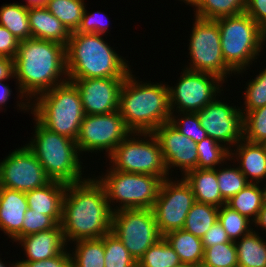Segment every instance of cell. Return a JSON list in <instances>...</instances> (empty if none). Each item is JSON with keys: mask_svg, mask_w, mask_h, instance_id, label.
Instances as JSON below:
<instances>
[{"mask_svg": "<svg viewBox=\"0 0 266 267\" xmlns=\"http://www.w3.org/2000/svg\"><path fill=\"white\" fill-rule=\"evenodd\" d=\"M19 41L5 27L0 25V57L15 58Z\"/></svg>", "mask_w": 266, "mask_h": 267, "instance_id": "cell-45", "label": "cell"}, {"mask_svg": "<svg viewBox=\"0 0 266 267\" xmlns=\"http://www.w3.org/2000/svg\"><path fill=\"white\" fill-rule=\"evenodd\" d=\"M126 77L68 79L77 88L85 115L118 110L121 87Z\"/></svg>", "mask_w": 266, "mask_h": 267, "instance_id": "cell-17", "label": "cell"}, {"mask_svg": "<svg viewBox=\"0 0 266 267\" xmlns=\"http://www.w3.org/2000/svg\"><path fill=\"white\" fill-rule=\"evenodd\" d=\"M218 221L223 226L229 239L234 242L237 241V238L239 240L253 230L250 226L251 223L253 224L251 220L231 209L226 204L219 207Z\"/></svg>", "mask_w": 266, "mask_h": 267, "instance_id": "cell-35", "label": "cell"}, {"mask_svg": "<svg viewBox=\"0 0 266 267\" xmlns=\"http://www.w3.org/2000/svg\"><path fill=\"white\" fill-rule=\"evenodd\" d=\"M181 74L179 83L175 87L168 86L171 113L177 109V113H197L211 103L218 93L221 94L220 83H225L221 78L210 73L183 69Z\"/></svg>", "mask_w": 266, "mask_h": 267, "instance_id": "cell-13", "label": "cell"}, {"mask_svg": "<svg viewBox=\"0 0 266 267\" xmlns=\"http://www.w3.org/2000/svg\"><path fill=\"white\" fill-rule=\"evenodd\" d=\"M233 242L229 239L226 231L219 221L214 223L212 227L205 233L202 238V243L204 249L207 247H212L214 245Z\"/></svg>", "mask_w": 266, "mask_h": 267, "instance_id": "cell-46", "label": "cell"}, {"mask_svg": "<svg viewBox=\"0 0 266 267\" xmlns=\"http://www.w3.org/2000/svg\"><path fill=\"white\" fill-rule=\"evenodd\" d=\"M65 54L68 79L126 77L131 72L127 60L100 34L71 32Z\"/></svg>", "mask_w": 266, "mask_h": 267, "instance_id": "cell-4", "label": "cell"}, {"mask_svg": "<svg viewBox=\"0 0 266 267\" xmlns=\"http://www.w3.org/2000/svg\"><path fill=\"white\" fill-rule=\"evenodd\" d=\"M215 21L219 26L225 63L234 74H241L259 56L265 45L266 32L246 12Z\"/></svg>", "mask_w": 266, "mask_h": 267, "instance_id": "cell-7", "label": "cell"}, {"mask_svg": "<svg viewBox=\"0 0 266 267\" xmlns=\"http://www.w3.org/2000/svg\"><path fill=\"white\" fill-rule=\"evenodd\" d=\"M252 230L235 241L238 267H266V240Z\"/></svg>", "mask_w": 266, "mask_h": 267, "instance_id": "cell-26", "label": "cell"}, {"mask_svg": "<svg viewBox=\"0 0 266 267\" xmlns=\"http://www.w3.org/2000/svg\"><path fill=\"white\" fill-rule=\"evenodd\" d=\"M197 267H209V266H206V265H204V264H200V265H198Z\"/></svg>", "mask_w": 266, "mask_h": 267, "instance_id": "cell-56", "label": "cell"}, {"mask_svg": "<svg viewBox=\"0 0 266 267\" xmlns=\"http://www.w3.org/2000/svg\"><path fill=\"white\" fill-rule=\"evenodd\" d=\"M179 264V256L162 237L143 254L137 267H174Z\"/></svg>", "mask_w": 266, "mask_h": 267, "instance_id": "cell-33", "label": "cell"}, {"mask_svg": "<svg viewBox=\"0 0 266 267\" xmlns=\"http://www.w3.org/2000/svg\"><path fill=\"white\" fill-rule=\"evenodd\" d=\"M229 146H224L218 141L207 137L197 143V168L200 169H215L217 165H222L221 162L230 160Z\"/></svg>", "mask_w": 266, "mask_h": 267, "instance_id": "cell-34", "label": "cell"}, {"mask_svg": "<svg viewBox=\"0 0 266 267\" xmlns=\"http://www.w3.org/2000/svg\"><path fill=\"white\" fill-rule=\"evenodd\" d=\"M16 242L21 243L27 258L17 262L50 259L60 254L67 246L60 224L53 229L21 237Z\"/></svg>", "mask_w": 266, "mask_h": 267, "instance_id": "cell-20", "label": "cell"}, {"mask_svg": "<svg viewBox=\"0 0 266 267\" xmlns=\"http://www.w3.org/2000/svg\"><path fill=\"white\" fill-rule=\"evenodd\" d=\"M245 12L266 32V0H247Z\"/></svg>", "mask_w": 266, "mask_h": 267, "instance_id": "cell-47", "label": "cell"}, {"mask_svg": "<svg viewBox=\"0 0 266 267\" xmlns=\"http://www.w3.org/2000/svg\"><path fill=\"white\" fill-rule=\"evenodd\" d=\"M153 134L159 141L168 173L175 166L181 168L184 175L197 168V143L191 138L181 134L170 122L159 126Z\"/></svg>", "mask_w": 266, "mask_h": 267, "instance_id": "cell-18", "label": "cell"}, {"mask_svg": "<svg viewBox=\"0 0 266 267\" xmlns=\"http://www.w3.org/2000/svg\"><path fill=\"white\" fill-rule=\"evenodd\" d=\"M130 72L121 87L118 111L131 132H154L170 121L166 84L142 83Z\"/></svg>", "mask_w": 266, "mask_h": 267, "instance_id": "cell-3", "label": "cell"}, {"mask_svg": "<svg viewBox=\"0 0 266 267\" xmlns=\"http://www.w3.org/2000/svg\"><path fill=\"white\" fill-rule=\"evenodd\" d=\"M28 11L24 4H5L0 8V25L20 42L31 38Z\"/></svg>", "mask_w": 266, "mask_h": 267, "instance_id": "cell-28", "label": "cell"}, {"mask_svg": "<svg viewBox=\"0 0 266 267\" xmlns=\"http://www.w3.org/2000/svg\"><path fill=\"white\" fill-rule=\"evenodd\" d=\"M72 252V267H105L103 237L75 241Z\"/></svg>", "mask_w": 266, "mask_h": 267, "instance_id": "cell-31", "label": "cell"}, {"mask_svg": "<svg viewBox=\"0 0 266 267\" xmlns=\"http://www.w3.org/2000/svg\"><path fill=\"white\" fill-rule=\"evenodd\" d=\"M14 78V59L0 57V81Z\"/></svg>", "mask_w": 266, "mask_h": 267, "instance_id": "cell-48", "label": "cell"}, {"mask_svg": "<svg viewBox=\"0 0 266 267\" xmlns=\"http://www.w3.org/2000/svg\"><path fill=\"white\" fill-rule=\"evenodd\" d=\"M0 267H7V266L2 262L1 259H0ZM10 267H18V264H17V263L11 264Z\"/></svg>", "mask_w": 266, "mask_h": 267, "instance_id": "cell-52", "label": "cell"}, {"mask_svg": "<svg viewBox=\"0 0 266 267\" xmlns=\"http://www.w3.org/2000/svg\"><path fill=\"white\" fill-rule=\"evenodd\" d=\"M263 204V189L257 183H249L238 194L226 201L227 206L252 222L257 218Z\"/></svg>", "mask_w": 266, "mask_h": 267, "instance_id": "cell-29", "label": "cell"}, {"mask_svg": "<svg viewBox=\"0 0 266 267\" xmlns=\"http://www.w3.org/2000/svg\"><path fill=\"white\" fill-rule=\"evenodd\" d=\"M263 189V198H264V205H266V185Z\"/></svg>", "mask_w": 266, "mask_h": 267, "instance_id": "cell-53", "label": "cell"}, {"mask_svg": "<svg viewBox=\"0 0 266 267\" xmlns=\"http://www.w3.org/2000/svg\"><path fill=\"white\" fill-rule=\"evenodd\" d=\"M98 182L104 187L112 212L121 209H152L162 182L151 174L126 173L111 167ZM119 202V207H111V201ZM121 204V205H120Z\"/></svg>", "mask_w": 266, "mask_h": 267, "instance_id": "cell-8", "label": "cell"}, {"mask_svg": "<svg viewBox=\"0 0 266 267\" xmlns=\"http://www.w3.org/2000/svg\"><path fill=\"white\" fill-rule=\"evenodd\" d=\"M189 39L190 71L205 72L218 76L223 81L232 70L226 65L220 40L219 26L215 20L195 17Z\"/></svg>", "mask_w": 266, "mask_h": 267, "instance_id": "cell-11", "label": "cell"}, {"mask_svg": "<svg viewBox=\"0 0 266 267\" xmlns=\"http://www.w3.org/2000/svg\"><path fill=\"white\" fill-rule=\"evenodd\" d=\"M190 5L196 8L195 17L215 20L244 13L247 0H193Z\"/></svg>", "mask_w": 266, "mask_h": 267, "instance_id": "cell-27", "label": "cell"}, {"mask_svg": "<svg viewBox=\"0 0 266 267\" xmlns=\"http://www.w3.org/2000/svg\"><path fill=\"white\" fill-rule=\"evenodd\" d=\"M112 213L105 189L96 178L67 184L60 223L66 244L108 234Z\"/></svg>", "mask_w": 266, "mask_h": 267, "instance_id": "cell-2", "label": "cell"}, {"mask_svg": "<svg viewBox=\"0 0 266 267\" xmlns=\"http://www.w3.org/2000/svg\"><path fill=\"white\" fill-rule=\"evenodd\" d=\"M28 20L31 38L67 45L71 32L45 6L30 7Z\"/></svg>", "mask_w": 266, "mask_h": 267, "instance_id": "cell-23", "label": "cell"}, {"mask_svg": "<svg viewBox=\"0 0 266 267\" xmlns=\"http://www.w3.org/2000/svg\"><path fill=\"white\" fill-rule=\"evenodd\" d=\"M34 100L31 113L42 126L76 141L85 114L78 88L71 81L55 86Z\"/></svg>", "mask_w": 266, "mask_h": 267, "instance_id": "cell-5", "label": "cell"}, {"mask_svg": "<svg viewBox=\"0 0 266 267\" xmlns=\"http://www.w3.org/2000/svg\"><path fill=\"white\" fill-rule=\"evenodd\" d=\"M182 1L189 5L193 0H182Z\"/></svg>", "mask_w": 266, "mask_h": 267, "instance_id": "cell-55", "label": "cell"}, {"mask_svg": "<svg viewBox=\"0 0 266 267\" xmlns=\"http://www.w3.org/2000/svg\"><path fill=\"white\" fill-rule=\"evenodd\" d=\"M105 267H137V262L111 231L103 236Z\"/></svg>", "mask_w": 266, "mask_h": 267, "instance_id": "cell-36", "label": "cell"}, {"mask_svg": "<svg viewBox=\"0 0 266 267\" xmlns=\"http://www.w3.org/2000/svg\"><path fill=\"white\" fill-rule=\"evenodd\" d=\"M111 232L136 262L163 236L152 209H121L112 213Z\"/></svg>", "mask_w": 266, "mask_h": 267, "instance_id": "cell-10", "label": "cell"}, {"mask_svg": "<svg viewBox=\"0 0 266 267\" xmlns=\"http://www.w3.org/2000/svg\"><path fill=\"white\" fill-rule=\"evenodd\" d=\"M183 178L191 186L197 202L221 207L226 204L222 198L215 169L196 168L188 171Z\"/></svg>", "mask_w": 266, "mask_h": 267, "instance_id": "cell-24", "label": "cell"}, {"mask_svg": "<svg viewBox=\"0 0 266 267\" xmlns=\"http://www.w3.org/2000/svg\"><path fill=\"white\" fill-rule=\"evenodd\" d=\"M58 224L50 217L38 212H32L31 209L25 212V218L22 227V237L53 229Z\"/></svg>", "mask_w": 266, "mask_h": 267, "instance_id": "cell-42", "label": "cell"}, {"mask_svg": "<svg viewBox=\"0 0 266 267\" xmlns=\"http://www.w3.org/2000/svg\"><path fill=\"white\" fill-rule=\"evenodd\" d=\"M216 169L217 182L222 195V198L227 201L232 196L238 194L250 182L245 178L244 174L238 167L231 168L221 167Z\"/></svg>", "mask_w": 266, "mask_h": 267, "instance_id": "cell-38", "label": "cell"}, {"mask_svg": "<svg viewBox=\"0 0 266 267\" xmlns=\"http://www.w3.org/2000/svg\"><path fill=\"white\" fill-rule=\"evenodd\" d=\"M177 116H181V118L176 117L175 114L171 113L169 122L177 128L181 134L191 138L195 143L201 142L203 139L208 137L206 131L200 125L197 113L180 112V115Z\"/></svg>", "mask_w": 266, "mask_h": 267, "instance_id": "cell-41", "label": "cell"}, {"mask_svg": "<svg viewBox=\"0 0 266 267\" xmlns=\"http://www.w3.org/2000/svg\"><path fill=\"white\" fill-rule=\"evenodd\" d=\"M202 264L209 267H238L235 242L207 247L204 249Z\"/></svg>", "mask_w": 266, "mask_h": 267, "instance_id": "cell-37", "label": "cell"}, {"mask_svg": "<svg viewBox=\"0 0 266 267\" xmlns=\"http://www.w3.org/2000/svg\"><path fill=\"white\" fill-rule=\"evenodd\" d=\"M163 237L177 253L181 263L193 267L202 264L204 255L202 239L184 229L170 231Z\"/></svg>", "mask_w": 266, "mask_h": 267, "instance_id": "cell-25", "label": "cell"}, {"mask_svg": "<svg viewBox=\"0 0 266 267\" xmlns=\"http://www.w3.org/2000/svg\"><path fill=\"white\" fill-rule=\"evenodd\" d=\"M5 158L0 162V187L28 192L51 181L26 144Z\"/></svg>", "mask_w": 266, "mask_h": 267, "instance_id": "cell-15", "label": "cell"}, {"mask_svg": "<svg viewBox=\"0 0 266 267\" xmlns=\"http://www.w3.org/2000/svg\"><path fill=\"white\" fill-rule=\"evenodd\" d=\"M108 158L112 163L110 167L114 170L151 174L162 180L169 178L159 141L153 132H131Z\"/></svg>", "mask_w": 266, "mask_h": 267, "instance_id": "cell-9", "label": "cell"}, {"mask_svg": "<svg viewBox=\"0 0 266 267\" xmlns=\"http://www.w3.org/2000/svg\"><path fill=\"white\" fill-rule=\"evenodd\" d=\"M26 7L30 8V7H42L45 6L48 2V0H26Z\"/></svg>", "mask_w": 266, "mask_h": 267, "instance_id": "cell-51", "label": "cell"}, {"mask_svg": "<svg viewBox=\"0 0 266 267\" xmlns=\"http://www.w3.org/2000/svg\"><path fill=\"white\" fill-rule=\"evenodd\" d=\"M85 5L84 0H48L45 7L70 32H73L80 25Z\"/></svg>", "mask_w": 266, "mask_h": 267, "instance_id": "cell-32", "label": "cell"}, {"mask_svg": "<svg viewBox=\"0 0 266 267\" xmlns=\"http://www.w3.org/2000/svg\"><path fill=\"white\" fill-rule=\"evenodd\" d=\"M243 138L253 143H265L266 105L243 116Z\"/></svg>", "mask_w": 266, "mask_h": 267, "instance_id": "cell-39", "label": "cell"}, {"mask_svg": "<svg viewBox=\"0 0 266 267\" xmlns=\"http://www.w3.org/2000/svg\"><path fill=\"white\" fill-rule=\"evenodd\" d=\"M174 267H193V266L181 263V264L174 266Z\"/></svg>", "mask_w": 266, "mask_h": 267, "instance_id": "cell-54", "label": "cell"}, {"mask_svg": "<svg viewBox=\"0 0 266 267\" xmlns=\"http://www.w3.org/2000/svg\"><path fill=\"white\" fill-rule=\"evenodd\" d=\"M254 225L261 227V229L266 230V205L263 204L262 209L258 213L257 218L253 222Z\"/></svg>", "mask_w": 266, "mask_h": 267, "instance_id": "cell-50", "label": "cell"}, {"mask_svg": "<svg viewBox=\"0 0 266 267\" xmlns=\"http://www.w3.org/2000/svg\"><path fill=\"white\" fill-rule=\"evenodd\" d=\"M244 93L245 108L241 109L243 116L251 110L266 105V68L249 81Z\"/></svg>", "mask_w": 266, "mask_h": 267, "instance_id": "cell-40", "label": "cell"}, {"mask_svg": "<svg viewBox=\"0 0 266 267\" xmlns=\"http://www.w3.org/2000/svg\"><path fill=\"white\" fill-rule=\"evenodd\" d=\"M16 263L18 267H72V258L66 247V250L50 259Z\"/></svg>", "mask_w": 266, "mask_h": 267, "instance_id": "cell-44", "label": "cell"}, {"mask_svg": "<svg viewBox=\"0 0 266 267\" xmlns=\"http://www.w3.org/2000/svg\"><path fill=\"white\" fill-rule=\"evenodd\" d=\"M200 125L207 136L234 147L243 139V115L241 107L229 106L216 98L197 112ZM227 142V143H226ZM226 144V145H225Z\"/></svg>", "mask_w": 266, "mask_h": 267, "instance_id": "cell-16", "label": "cell"}, {"mask_svg": "<svg viewBox=\"0 0 266 267\" xmlns=\"http://www.w3.org/2000/svg\"><path fill=\"white\" fill-rule=\"evenodd\" d=\"M196 202L191 186L185 181L164 179L152 208L158 230L162 236L183 229L191 207Z\"/></svg>", "mask_w": 266, "mask_h": 267, "instance_id": "cell-12", "label": "cell"}, {"mask_svg": "<svg viewBox=\"0 0 266 267\" xmlns=\"http://www.w3.org/2000/svg\"><path fill=\"white\" fill-rule=\"evenodd\" d=\"M66 187V183L51 180L43 187L25 192L28 208L32 212L50 216L57 224H60Z\"/></svg>", "mask_w": 266, "mask_h": 267, "instance_id": "cell-21", "label": "cell"}, {"mask_svg": "<svg viewBox=\"0 0 266 267\" xmlns=\"http://www.w3.org/2000/svg\"><path fill=\"white\" fill-rule=\"evenodd\" d=\"M235 153L230 152V159L235 156L240 163L239 170L250 183H260L266 179V146L264 143H253L244 138L236 145ZM238 155V156H237ZM250 178V180H249ZM256 182H255V181Z\"/></svg>", "mask_w": 266, "mask_h": 267, "instance_id": "cell-22", "label": "cell"}, {"mask_svg": "<svg viewBox=\"0 0 266 267\" xmlns=\"http://www.w3.org/2000/svg\"><path fill=\"white\" fill-rule=\"evenodd\" d=\"M62 76L65 78L62 79ZM14 77L19 85L21 101L22 98H27V102L17 105L27 111L30 109V98L35 99L68 81L65 45L34 38L20 41L14 58Z\"/></svg>", "mask_w": 266, "mask_h": 267, "instance_id": "cell-1", "label": "cell"}, {"mask_svg": "<svg viewBox=\"0 0 266 267\" xmlns=\"http://www.w3.org/2000/svg\"><path fill=\"white\" fill-rule=\"evenodd\" d=\"M101 15L102 13L100 11L89 14L87 13V10L85 8L80 25L75 32L86 33V34L95 33L100 35L108 33L107 28L109 24L107 21H106L107 23H104L105 21L104 19L106 17L104 15L101 17Z\"/></svg>", "mask_w": 266, "mask_h": 267, "instance_id": "cell-43", "label": "cell"}, {"mask_svg": "<svg viewBox=\"0 0 266 267\" xmlns=\"http://www.w3.org/2000/svg\"><path fill=\"white\" fill-rule=\"evenodd\" d=\"M218 212L219 207L196 201L187 214L183 229L202 239L218 221Z\"/></svg>", "mask_w": 266, "mask_h": 267, "instance_id": "cell-30", "label": "cell"}, {"mask_svg": "<svg viewBox=\"0 0 266 267\" xmlns=\"http://www.w3.org/2000/svg\"><path fill=\"white\" fill-rule=\"evenodd\" d=\"M36 121L35 134L26 144L36 155L46 175L54 181L66 184L78 183L82 179V162L75 140L54 133Z\"/></svg>", "mask_w": 266, "mask_h": 267, "instance_id": "cell-6", "label": "cell"}, {"mask_svg": "<svg viewBox=\"0 0 266 267\" xmlns=\"http://www.w3.org/2000/svg\"><path fill=\"white\" fill-rule=\"evenodd\" d=\"M28 202L25 192L0 187V230L14 242L22 237Z\"/></svg>", "mask_w": 266, "mask_h": 267, "instance_id": "cell-19", "label": "cell"}, {"mask_svg": "<svg viewBox=\"0 0 266 267\" xmlns=\"http://www.w3.org/2000/svg\"><path fill=\"white\" fill-rule=\"evenodd\" d=\"M2 82L3 81H0V107L7 103L12 92L9 86Z\"/></svg>", "mask_w": 266, "mask_h": 267, "instance_id": "cell-49", "label": "cell"}, {"mask_svg": "<svg viewBox=\"0 0 266 267\" xmlns=\"http://www.w3.org/2000/svg\"><path fill=\"white\" fill-rule=\"evenodd\" d=\"M130 133L118 110L107 114L84 115L76 144L79 153L105 150L110 155Z\"/></svg>", "mask_w": 266, "mask_h": 267, "instance_id": "cell-14", "label": "cell"}]
</instances>
